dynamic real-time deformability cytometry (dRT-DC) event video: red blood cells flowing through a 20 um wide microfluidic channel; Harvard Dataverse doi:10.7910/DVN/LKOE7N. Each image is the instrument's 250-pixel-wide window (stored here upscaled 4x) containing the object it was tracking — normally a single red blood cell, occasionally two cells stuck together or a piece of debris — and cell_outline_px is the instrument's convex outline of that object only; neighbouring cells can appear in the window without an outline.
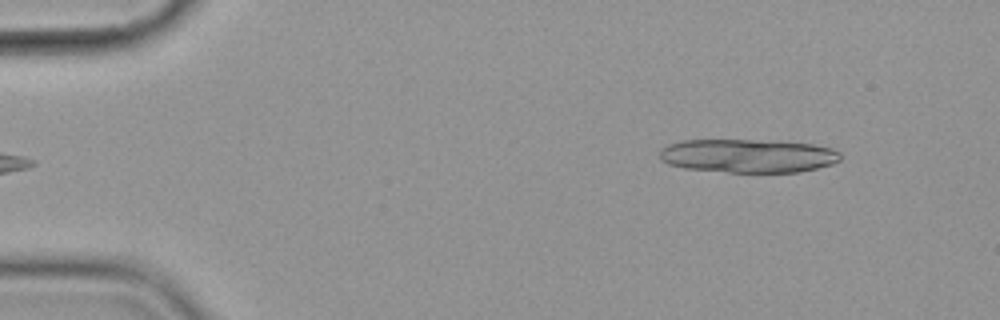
{"species": "common noctule bat (a hibernating species)", "species_latin": "Nyctalus noctula", "temperature_condition": "cold", "stored_images_in_passage": 6, "camera_frame_rate_fps": 3000, "um_per_image_px": 0.085, "animal": {"sex": "female", "body_mass_g": 19.9}, "frame": {"image": 1, "passage_image": 6, "time_ms": 6.667, "image_size_px": [1000, 320], "cell_outline_px": [[840, 160], [832, 164], [800, 172], [728, 172], [684, 168], [668, 164], [660, 160], [660, 152], [668, 144], [684, 140], [752, 140], [812, 144], [832, 148], [840, 152]], "centroid_in_image_um": [63.57, 13.25], "position_along_channel_um": 21.4, "area_um2": 35.2}}